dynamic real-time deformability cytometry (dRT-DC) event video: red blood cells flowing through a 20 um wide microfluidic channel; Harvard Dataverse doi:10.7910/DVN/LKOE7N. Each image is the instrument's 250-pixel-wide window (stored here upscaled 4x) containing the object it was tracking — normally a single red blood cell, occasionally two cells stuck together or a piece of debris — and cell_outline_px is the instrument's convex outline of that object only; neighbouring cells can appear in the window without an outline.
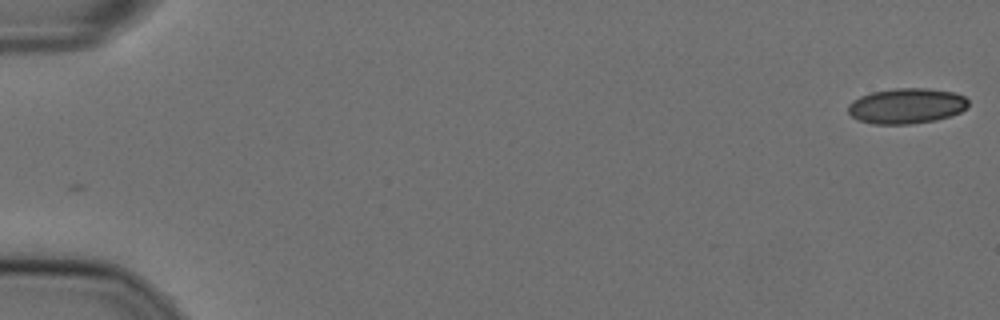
{"species": "Egyptian fruit bat (a non-hibernating species)", "species_latin": "Rousettus aegyptiacus", "temperature_condition": "cold", "stored_images_in_passage": 54, "camera_frame_rate_fps": 3000, "um_per_image_px": 0.085, "animal": {"sex": "female"}, "frame": {"image": 1, "passage_image": 1, "time_ms": 0.0, "image_size_px": [1000, 320], "cell_outline_px": [[968, 108], [960, 112], [936, 120], [908, 124], [872, 124], [856, 120], [848, 112], [848, 104], [852, 100], [860, 96], [872, 92], [892, 88], [928, 88], [952, 92], [964, 96], [968, 100]], "centroid_in_image_um": [77.02, 9.0], "position_along_channel_um": 8.0, "area_um2": 24.97}}
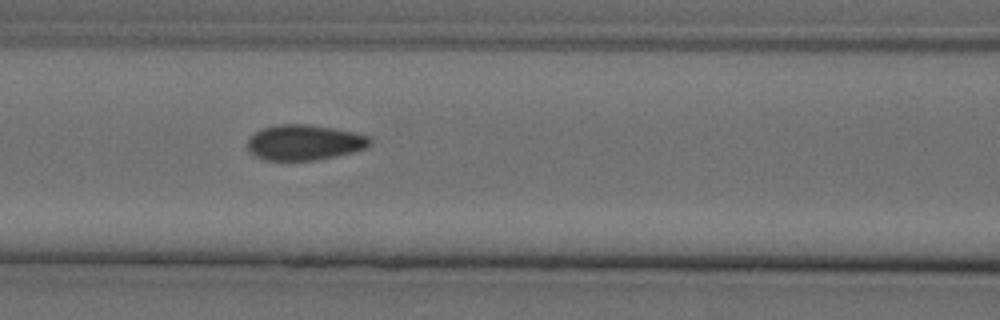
{"frame": {"image": 2, "passage_image": 25, "time_ms": 8.0, "image_size_px": [1000, 320], "cell_outline_px": [[372, 144], [368, 148], [336, 156], [312, 160], [264, 160], [256, 156], [248, 148], [248, 136], [264, 128], [280, 124], [308, 124], [356, 132], [368, 136], [372, 140]], "centroid_in_image_um": [25.91, 12.1], "position_along_channel_um": 140.7, "area_um2": 25.26}}
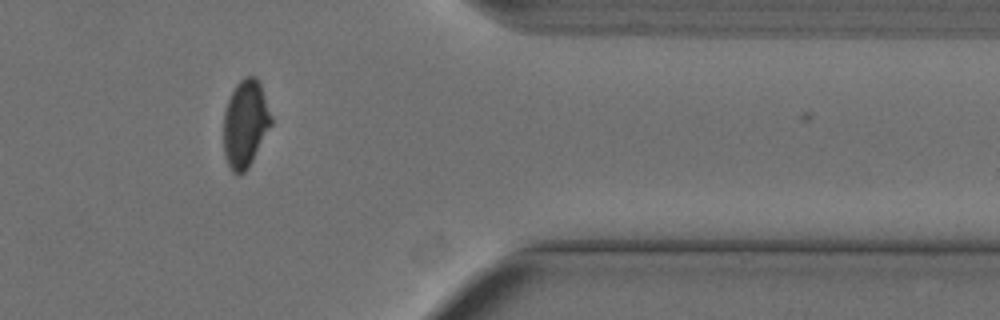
{"frame": {"image": 3, "passage_image": 47, "time_ms": 15.333, "image_size_px": [1000, 320], "cell_outline_px": [[272, 124], [248, 168], [244, 172], [232, 172], [228, 164], [224, 152], [224, 108], [236, 84], [244, 76], [256, 76], [260, 84], [272, 116]], "centroid_in_image_um": [20.85, 10.48], "position_along_channel_um": 390.5, "area_um2": 24.04}}